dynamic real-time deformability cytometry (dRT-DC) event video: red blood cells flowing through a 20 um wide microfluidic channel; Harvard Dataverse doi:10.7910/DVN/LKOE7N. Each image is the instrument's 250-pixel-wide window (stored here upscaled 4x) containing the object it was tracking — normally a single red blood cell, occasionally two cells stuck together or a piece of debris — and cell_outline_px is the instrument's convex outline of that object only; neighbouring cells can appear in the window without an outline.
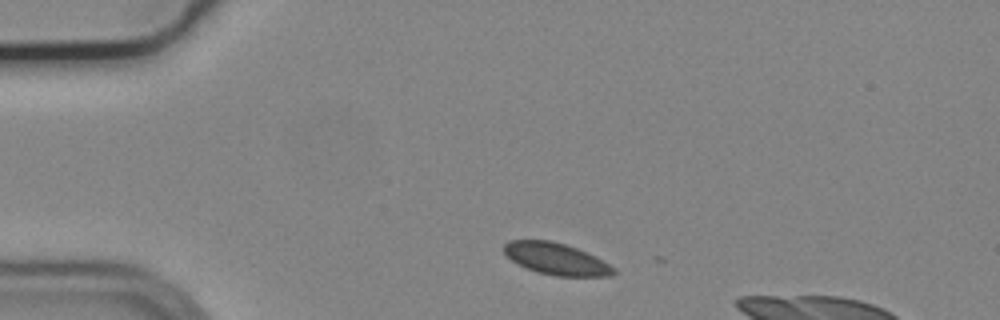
{"species": "common noctule bat (a hibernating species)", "species_latin": "Nyctalus noctula", "temperature_condition": "cold", "stored_images_in_passage": 2, "camera_frame_rate_fps": 3000, "um_per_image_px": 0.085, "animal": {"sex": "male", "body_mass_g": 19.2, "forearm_length_mm": 51.8}, "frame": {"image": 1, "passage_image": 1, "time_ms": 0.0, "image_size_px": [1000, 320], "cell_outline_px": [[616, 272], [612, 276], [556, 276], [536, 272], [516, 264], [504, 252], [504, 244], [508, 240], [552, 240], [576, 248], [596, 256], [616, 268]], "centroid_in_image_um": [47.28, 22.01], "position_along_channel_um": 37.7, "area_um2": 20.4}}